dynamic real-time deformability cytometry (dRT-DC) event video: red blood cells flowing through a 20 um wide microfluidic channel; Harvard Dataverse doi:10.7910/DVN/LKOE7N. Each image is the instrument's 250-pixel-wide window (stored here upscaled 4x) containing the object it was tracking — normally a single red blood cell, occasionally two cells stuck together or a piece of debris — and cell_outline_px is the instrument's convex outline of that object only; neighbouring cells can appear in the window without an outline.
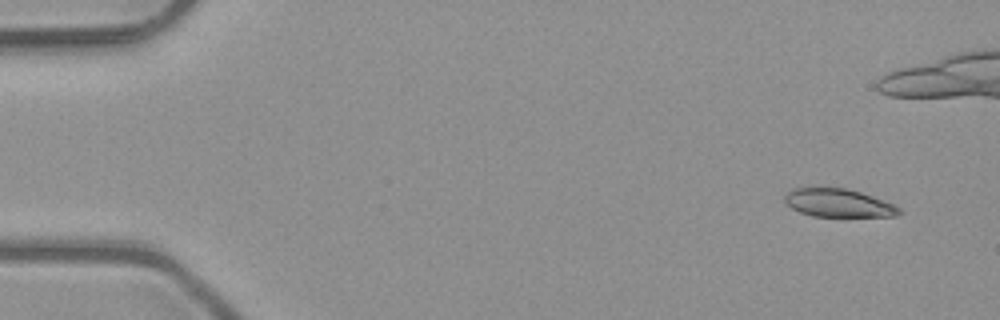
{"species": "common noctule bat (a hibernating species)", "species_latin": "Nyctalus noctula", "temperature_condition": "room temperature", "stored_images_in_passage": 6, "camera_frame_rate_fps": 3000, "um_per_image_px": 0.085, "animal": {"sex": "male", "body_mass_g": 23.1, "forearm_length_mm": 52.7}, "frame": {"image": 1, "passage_image": 1, "time_ms": 0.0, "image_size_px": [1000, 320], "cell_outline_px": [[900, 212], [896, 216], [812, 216], [800, 212], [792, 208], [784, 200], [784, 196], [792, 188], [844, 188], [860, 192], [872, 196], [892, 204], [900, 208]], "centroid_in_image_um": [71.23, 17.25], "position_along_channel_um": 13.8, "area_um2": 18.44}}